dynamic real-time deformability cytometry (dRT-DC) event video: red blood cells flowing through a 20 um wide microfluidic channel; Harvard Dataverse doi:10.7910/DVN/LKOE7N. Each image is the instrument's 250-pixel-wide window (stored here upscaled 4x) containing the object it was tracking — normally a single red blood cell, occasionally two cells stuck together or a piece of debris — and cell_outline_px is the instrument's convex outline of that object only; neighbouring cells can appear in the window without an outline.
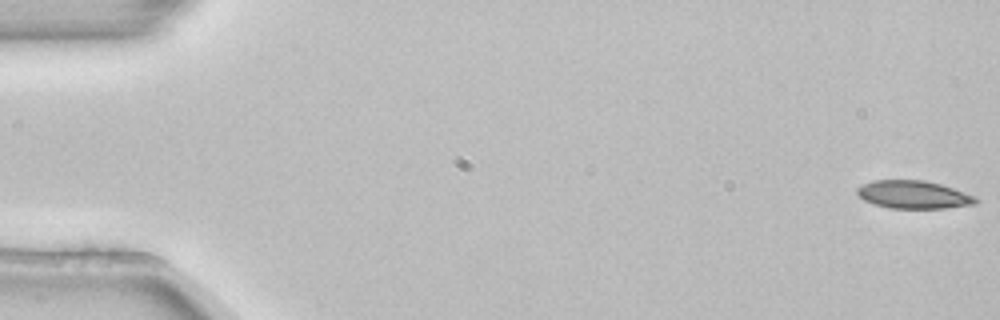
{"species": "common noctule bat (a hibernating species)", "species_latin": "Nyctalus noctula", "temperature_condition": "room temperature", "stored_images_in_passage": 6, "camera_frame_rate_fps": 3000, "um_per_image_px": 0.085, "animal": {"sex": "female", "body_mass_g": 22.7, "forearm_length_mm": 54.2}, "frame": {"image": 1, "passage_image": 1, "time_ms": 0.0, "image_size_px": [1000, 320], "cell_outline_px": [[980, 200], [976, 204], [944, 208], [888, 208], [864, 200], [856, 192], [856, 188], [872, 180], [924, 180], [940, 184], [976, 196]], "centroid_in_image_um": [77.67, 16.54], "position_along_channel_um": 7.3, "area_um2": 19.25}}
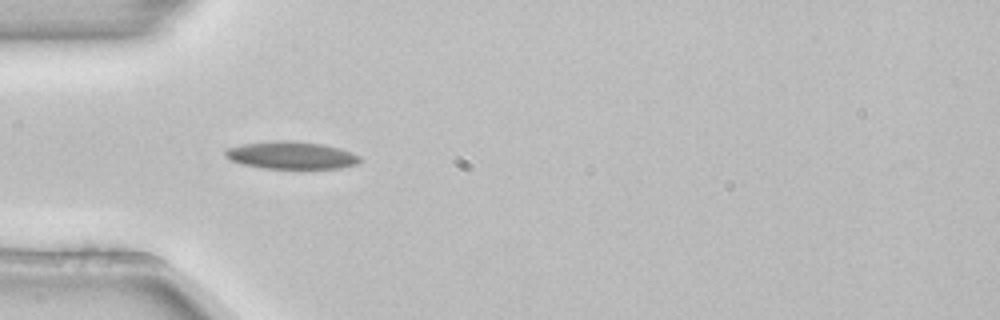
{"frame": {"image": 2, "passage_image": 4, "time_ms": 1.0, "image_size_px": [1000, 320], "cell_outline_px": [[364, 160], [356, 164], [340, 168], [264, 168], [240, 164], [224, 156], [224, 152], [228, 148], [244, 144], [272, 140], [292, 140], [324, 144], [340, 148], [352, 152], [360, 156]], "centroid_in_image_um": [24.79, 13.19], "position_along_channel_um": 60.2, "area_um2": 21.73}}